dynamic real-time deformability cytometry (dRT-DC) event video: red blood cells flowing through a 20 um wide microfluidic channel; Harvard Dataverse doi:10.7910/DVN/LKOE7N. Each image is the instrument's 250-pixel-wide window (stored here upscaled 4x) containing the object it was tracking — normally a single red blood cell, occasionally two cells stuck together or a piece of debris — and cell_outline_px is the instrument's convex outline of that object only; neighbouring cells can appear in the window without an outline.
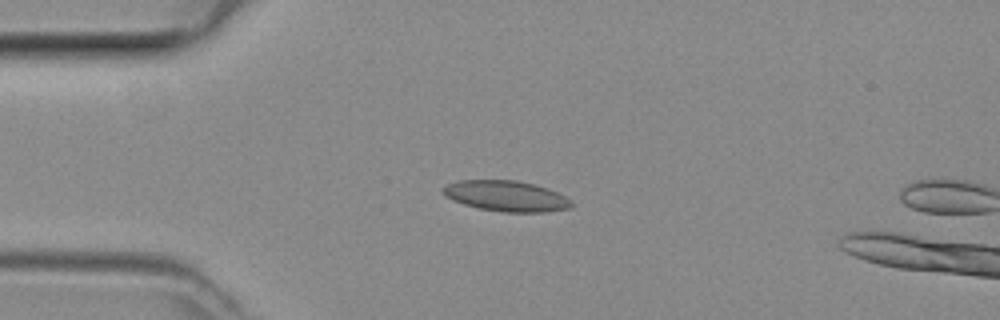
{"species": "common noctule bat (a hibernating species)", "species_latin": "Nyctalus noctula", "temperature_condition": "room temperature", "stored_images_in_passage": 3, "camera_frame_rate_fps": 3000, "um_per_image_px": 0.085, "animal": {"sex": "female", "body_mass_g": 29.2, "forearm_length_mm": 56.3}, "frame": {"image": 1, "passage_image": 2, "time_ms": 0.333, "image_size_px": [1000, 320], "cell_outline_px": [[572, 208], [544, 212], [500, 212], [480, 208], [464, 204], [452, 200], [444, 196], [440, 192], [448, 184], [460, 180], [516, 180], [532, 184], [556, 192], [572, 200]], "centroid_in_image_um": [43.01, 16.67], "position_along_channel_um": 42.0, "area_um2": 22.83}}